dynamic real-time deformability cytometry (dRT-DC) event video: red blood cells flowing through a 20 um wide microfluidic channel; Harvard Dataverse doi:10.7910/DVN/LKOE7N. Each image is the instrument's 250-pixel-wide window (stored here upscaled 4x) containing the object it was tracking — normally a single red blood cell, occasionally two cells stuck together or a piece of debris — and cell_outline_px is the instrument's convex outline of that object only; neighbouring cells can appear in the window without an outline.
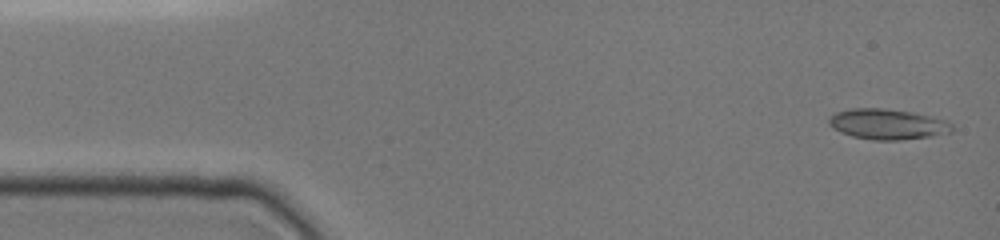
{"species": "common noctule bat (a hibernating species)", "species_latin": "Nyctalus noctula", "temperature_condition": "cold", "stored_images_in_passage": 42, "camera_frame_rate_fps": 3000, "um_per_image_px": 0.085, "animal": {"sex": "female", "body_mass_g": 19.0, "forearm_length_mm": 51.5}, "frame": {"image": 1, "passage_image": 1, "time_ms": 0.0, "image_size_px": [1000, 240], "cell_outline_px": [[952, 132], [932, 136], [900, 140], [872, 140], [852, 136], [840, 132], [832, 128], [828, 124], [828, 120], [836, 112], [852, 108], [884, 108], [912, 112], [948, 120], [952, 124]], "centroid_in_image_um": [75.44, 10.55], "position_along_channel_um": 9.6, "area_um2": 21.96}}
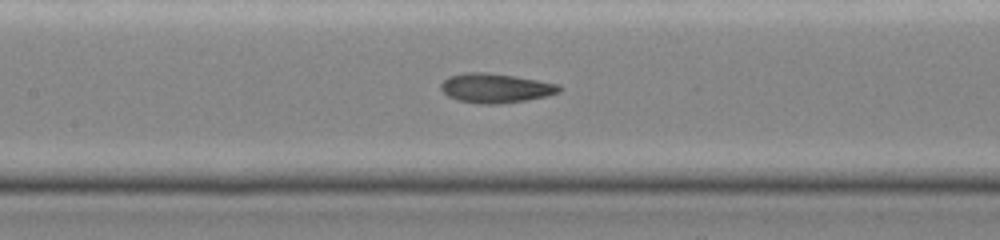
{"frame": {"image": 2, "passage_image": 17, "time_ms": 6.667, "image_size_px": [1000, 240], "cell_outline_px": [[564, 88], [560, 92], [544, 96], [524, 100], [496, 104], [480, 104], [460, 100], [448, 96], [440, 88], [440, 84], [448, 76], [464, 72], [488, 72], [560, 84]], "centroid_in_image_um": [42.11, 7.47], "position_along_channel_um": 165.3, "area_um2": 20.11}}
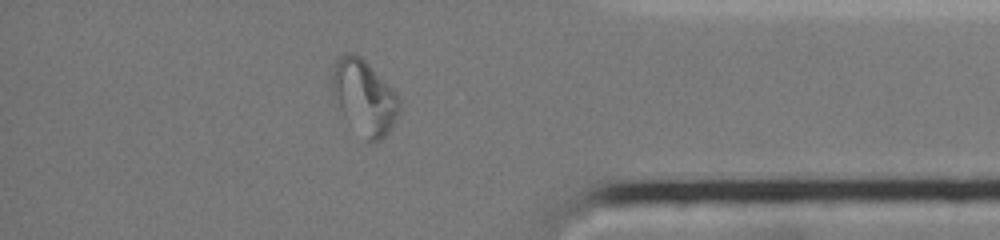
{"frame": {"image": 3, "passage_image": 35, "time_ms": 13.0, "image_size_px": [1000, 240], "cell_outline_px": [[400, 108], [388, 132], [380, 140], [372, 144], [344, 116], [332, 96], [332, 76], [336, 60], [344, 52], [352, 52], [360, 56], [396, 92], [400, 100]], "centroid_in_image_um": [30.94, 8.23], "position_along_channel_um": 404.3, "area_um2": 28.61}}